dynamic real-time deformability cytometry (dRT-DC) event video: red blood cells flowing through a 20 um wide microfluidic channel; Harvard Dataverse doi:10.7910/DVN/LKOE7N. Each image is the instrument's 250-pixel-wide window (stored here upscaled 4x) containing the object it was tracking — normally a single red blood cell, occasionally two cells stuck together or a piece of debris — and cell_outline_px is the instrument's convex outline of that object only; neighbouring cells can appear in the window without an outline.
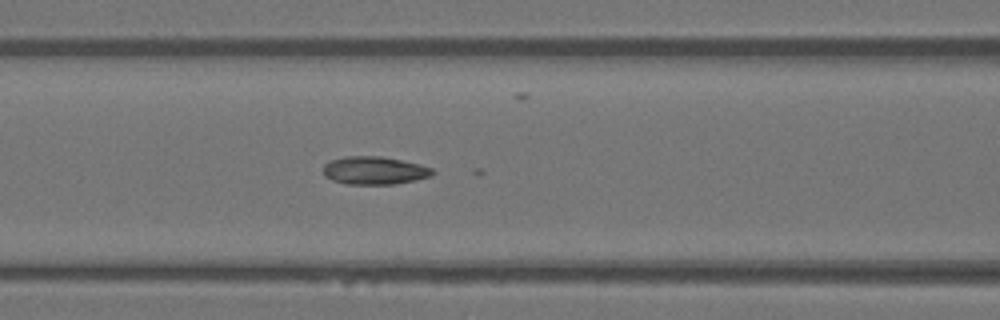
{"species": "Egyptian fruit bat (a non-hibernating species)", "species_latin": "Rousettus aegyptiacus", "temperature_condition": "warm", "stored_images_in_passage": 21, "camera_frame_rate_fps": 3000, "um_per_image_px": 0.085, "animal": {"sex": "female"}, "frame": {"image": 1, "passage_image": 20, "time_ms": 6.333, "image_size_px": [1000, 320], "cell_outline_px": [[436, 172], [432, 176], [416, 180], [396, 184], [348, 184], [332, 180], [324, 176], [324, 164], [332, 160], [344, 156], [380, 156], [420, 164], [432, 168]], "centroid_in_image_um": [31.85, 14.49], "position_along_channel_um": 134.7, "area_um2": 17.86}}